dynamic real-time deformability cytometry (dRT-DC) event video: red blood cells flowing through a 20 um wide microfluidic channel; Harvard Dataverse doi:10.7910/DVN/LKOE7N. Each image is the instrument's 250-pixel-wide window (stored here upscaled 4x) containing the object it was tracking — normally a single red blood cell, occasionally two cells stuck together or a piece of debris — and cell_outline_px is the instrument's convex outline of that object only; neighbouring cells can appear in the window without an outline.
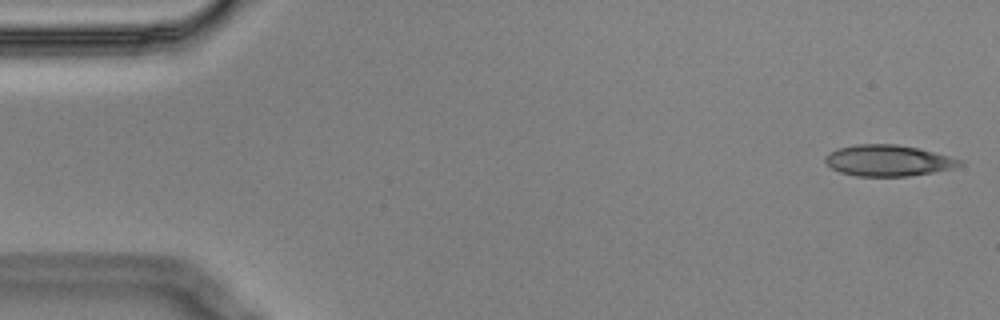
{"species": "Egyptian fruit bat (a non-hibernating species)", "species_latin": "Rousettus aegyptiacus", "temperature_condition": "cold", "stored_images_in_passage": 52, "camera_frame_rate_fps": 3000, "um_per_image_px": 0.085, "animal": {"sex": "male"}, "frame": {"image": 1, "passage_image": 1, "time_ms": 0.0, "image_size_px": [1000, 320], "cell_outline_px": [[964, 164], [952, 168], [932, 172], [908, 176], [856, 176], [840, 172], [832, 168], [824, 160], [824, 156], [828, 152], [836, 148], [856, 144], [896, 144], [916, 148], [964, 160]], "centroid_in_image_um": [75.45, 13.64], "position_along_channel_um": 9.6, "area_um2": 24.33}}
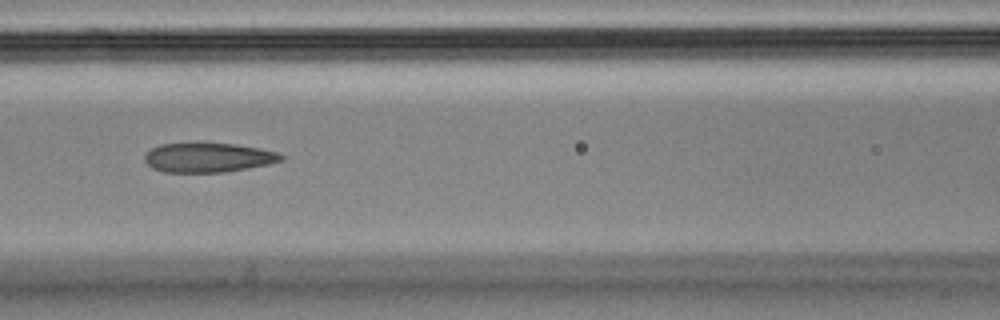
{"frame": {"image": 2, "passage_image": 23, "time_ms": 7.333, "image_size_px": [1000, 320], "cell_outline_px": [[284, 160], [268, 164], [248, 168], [224, 172], [164, 172], [152, 168], [144, 160], [144, 156], [152, 148], [160, 144], [196, 140], [236, 144], [260, 148], [276, 152], [284, 156]], "centroid_in_image_um": [17.66, 13.34], "position_along_channel_um": 148.9, "area_um2": 24.22}}
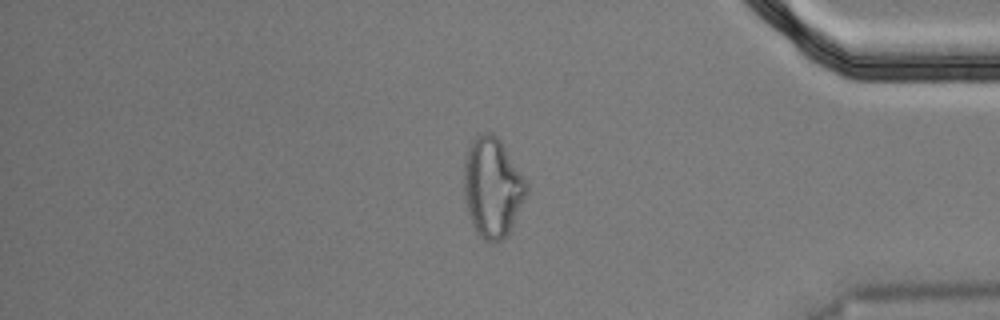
{"frame": {"image": 3, "passage_image": 46, "time_ms": 15.0, "image_size_px": [1000, 320], "cell_outline_px": [[528, 192], [508, 236], [500, 240], [484, 240], [476, 232], [468, 212], [464, 196], [464, 156], [468, 144], [472, 136], [484, 132], [492, 132], [500, 140], [528, 180]], "centroid_in_image_um": [41.86, 15.87], "position_along_channel_um": 393.3, "area_um2": 36.93}, "authors_computed_cell_mechanics": {"area_um2": 24.7962, "velocity_mm_per_s": 3.544, "shape_relaxation_time_tau1_ms": null, "shape_relaxation_time_tau2_ms": 2.1477, "deformation_change_tau1": null, "deformation_change_tau2": 0.1098}}